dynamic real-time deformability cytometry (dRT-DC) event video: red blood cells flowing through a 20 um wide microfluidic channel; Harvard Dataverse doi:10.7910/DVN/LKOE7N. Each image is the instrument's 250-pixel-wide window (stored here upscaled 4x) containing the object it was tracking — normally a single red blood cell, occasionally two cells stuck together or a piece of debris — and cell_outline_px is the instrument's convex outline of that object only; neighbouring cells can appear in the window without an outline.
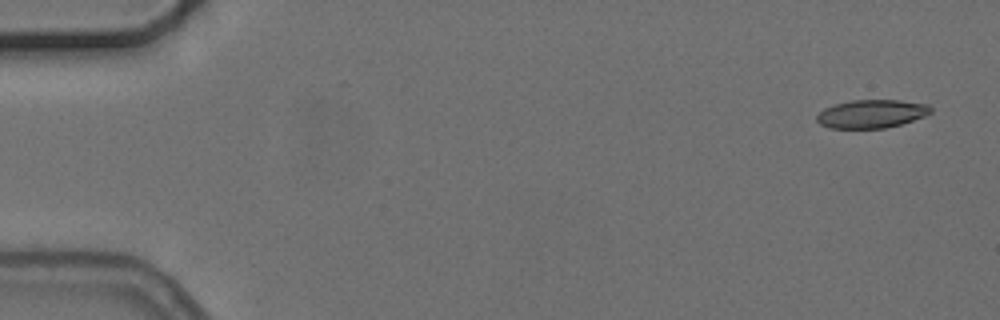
{"species": "common noctule bat (a hibernating species)", "species_latin": "Nyctalus noctula", "temperature_condition": "cold", "stored_images_in_passage": 4, "camera_frame_rate_fps": 3000, "um_per_image_px": 0.085, "animal": {"sex": "female", "body_mass_g": 24.6, "forearm_length_mm": 56.2}, "frame": {"image": 1, "passage_image": 1, "time_ms": 0.0, "image_size_px": [1000, 320], "cell_outline_px": [[932, 112], [924, 116], [900, 124], [884, 128], [828, 128], [820, 124], [816, 120], [816, 116], [824, 108], [836, 104], [852, 100], [900, 100], [928, 104], [932, 108]], "centroid_in_image_um": [74.07, 9.67], "position_along_channel_um": 10.9, "area_um2": 18.73}}
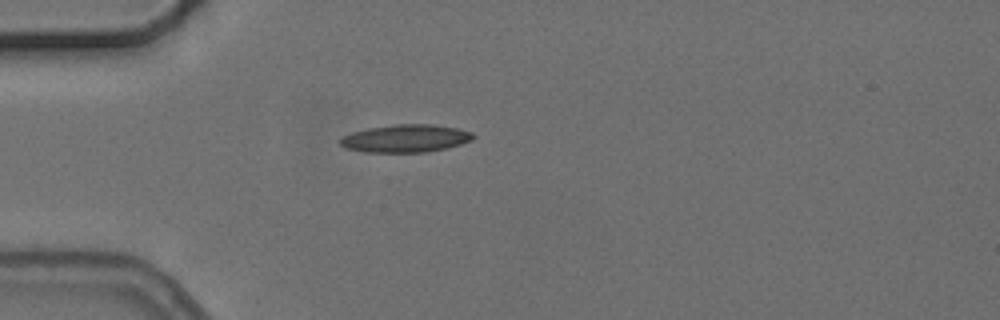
{"frame": {"image": 2, "passage_image": 4, "time_ms": 4.333, "image_size_px": [1000, 320], "cell_outline_px": [[476, 136], [472, 140], [460, 144], [444, 148], [424, 152], [364, 152], [348, 148], [340, 144], [340, 136], [352, 132], [368, 128], [396, 124], [432, 124], [456, 128], [472, 132]], "centroid_in_image_um": [34.47, 11.76], "position_along_channel_um": 50.5, "area_um2": 21.39}}